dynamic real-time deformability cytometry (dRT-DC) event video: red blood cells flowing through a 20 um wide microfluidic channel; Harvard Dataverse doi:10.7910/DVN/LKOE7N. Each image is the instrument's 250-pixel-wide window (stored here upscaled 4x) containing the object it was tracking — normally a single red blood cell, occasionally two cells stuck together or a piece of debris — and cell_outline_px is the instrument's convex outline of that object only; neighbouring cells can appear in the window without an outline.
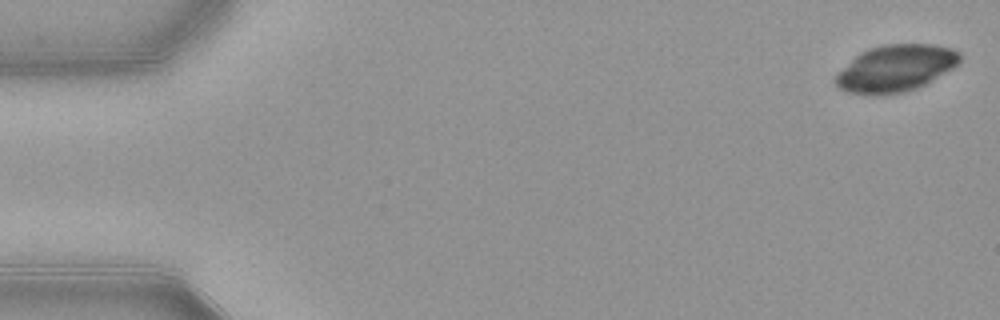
{"species": "common noctule bat (a hibernating species)", "species_latin": "Nyctalus noctula", "temperature_condition": "warm", "stored_images_in_passage": 52, "camera_frame_rate_fps": 3000, "um_per_image_px": 0.085, "animal": {"sex": "female", "body_mass_g": 21.9}, "frame": {"image": 1, "passage_image": 1, "time_ms": 0.0, "image_size_px": [1000, 320], "cell_outline_px": [[960, 60], [952, 68], [928, 84], [908, 92], [884, 96], [864, 96], [844, 92], [836, 84], [836, 76], [860, 52], [868, 48], [884, 44], [932, 44], [952, 48], [960, 52]], "centroid_in_image_um": [76.14, 5.84], "position_along_channel_um": 8.9, "area_um2": 34.33}}